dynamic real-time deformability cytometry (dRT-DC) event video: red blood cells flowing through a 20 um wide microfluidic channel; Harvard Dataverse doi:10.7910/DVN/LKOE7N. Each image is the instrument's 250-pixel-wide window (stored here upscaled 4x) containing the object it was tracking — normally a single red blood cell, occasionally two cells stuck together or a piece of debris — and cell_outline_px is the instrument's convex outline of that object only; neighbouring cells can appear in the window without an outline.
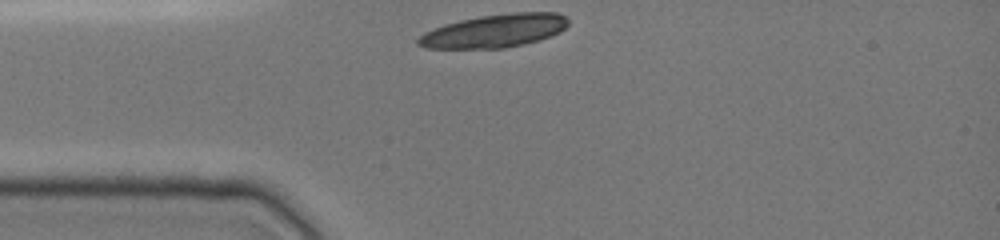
{"species": "common noctule bat (a hibernating species)", "species_latin": "Nyctalus noctula", "temperature_condition": "cold", "stored_images_in_passage": 29, "camera_frame_rate_fps": 3000, "um_per_image_px": 0.085, "animal": {"sex": "female", "body_mass_g": 19.0, "forearm_length_mm": 51.5}, "frame": {"image": 1, "passage_image": 1, "time_ms": 0.0, "image_size_px": [1000, 240], "cell_outline_px": [[568, 24], [560, 32], [540, 40], [524, 44], [504, 48], [424, 48], [416, 44], [416, 40], [424, 32], [444, 24], [460, 20], [480, 16], [512, 12], [556, 12], [564, 16], [568, 20]], "centroid_in_image_um": [42.02, 2.62], "position_along_channel_um": 43.0, "area_um2": 29.07}}
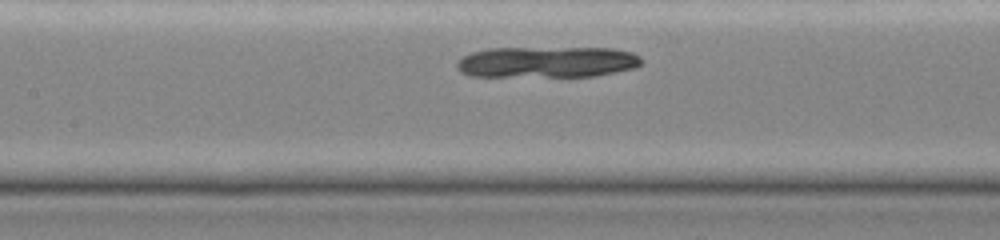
{"frame": {"image": 2, "passage_image": 11, "time_ms": 3.333, "image_size_px": [1000, 240], "cell_outline_px": [[644, 60], [636, 68], [596, 76], [468, 76], [460, 72], [456, 68], [456, 64], [464, 56], [472, 52], [488, 48], [612, 48], [632, 52], [640, 56]], "centroid_in_image_um": [46.52, 5.27], "position_along_channel_um": 160.9, "area_um2": 33.7}}
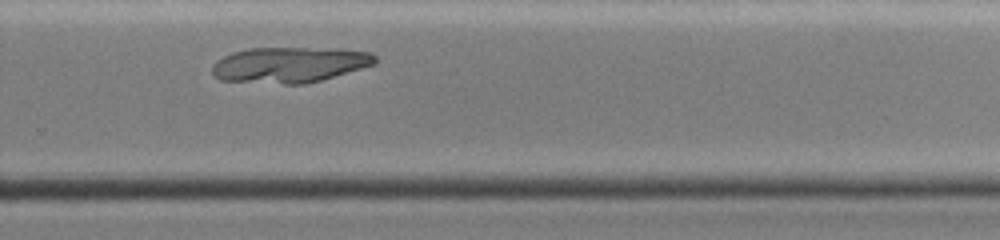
{"frame": {"image": 3, "passage_image": 22, "time_ms": 7.0, "image_size_px": [1000, 240], "cell_outline_px": [[376, 64], [320, 80], [304, 84], [284, 84], [220, 80], [212, 72], [212, 64], [216, 60], [232, 52], [248, 48], [340, 48], [368, 52], [376, 56]], "centroid_in_image_um": [24.6, 5.49], "position_along_channel_um": 305.2, "area_um2": 33.87}}